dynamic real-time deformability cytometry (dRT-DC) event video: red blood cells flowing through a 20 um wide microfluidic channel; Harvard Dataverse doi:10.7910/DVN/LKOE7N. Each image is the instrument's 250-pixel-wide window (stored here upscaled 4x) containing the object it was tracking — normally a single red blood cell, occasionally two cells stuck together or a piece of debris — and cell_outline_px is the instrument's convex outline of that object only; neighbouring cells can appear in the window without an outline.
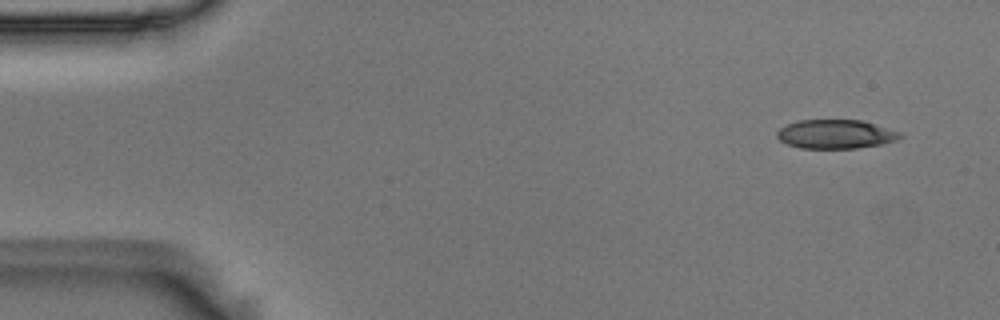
{"species": "Egyptian fruit bat (a non-hibernating species)", "species_latin": "Rousettus aegyptiacus", "temperature_condition": "room temperature", "stored_images_in_passage": 51, "camera_frame_rate_fps": 3000, "um_per_image_px": 0.085, "animal": {"sex": "male"}, "frame": {"image": 1, "passage_image": 1, "time_ms": 0.0, "image_size_px": [1000, 320], "cell_outline_px": [[904, 136], [896, 140], [884, 144], [856, 148], [800, 148], [788, 144], [780, 140], [776, 136], [776, 132], [780, 128], [796, 120], [860, 120], [900, 132]], "centroid_in_image_um": [71.02, 11.4], "position_along_channel_um": 14.0, "area_um2": 20.69}}
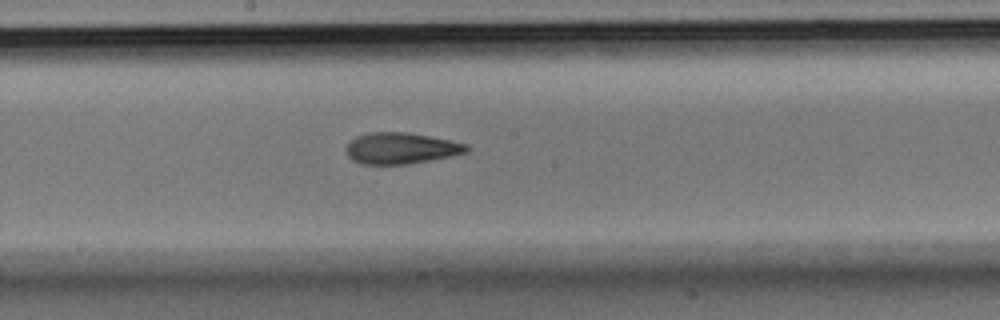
{"frame": {"image": 2, "passage_image": 26, "time_ms": 8.333, "image_size_px": [1000, 320], "cell_outline_px": [[472, 148], [468, 152], [452, 156], [408, 164], [364, 164], [352, 160], [348, 156], [344, 148], [356, 136], [368, 132], [408, 132], [468, 144]], "centroid_in_image_um": [34.09, 12.6], "position_along_channel_um": 214.1, "area_um2": 22.02}}
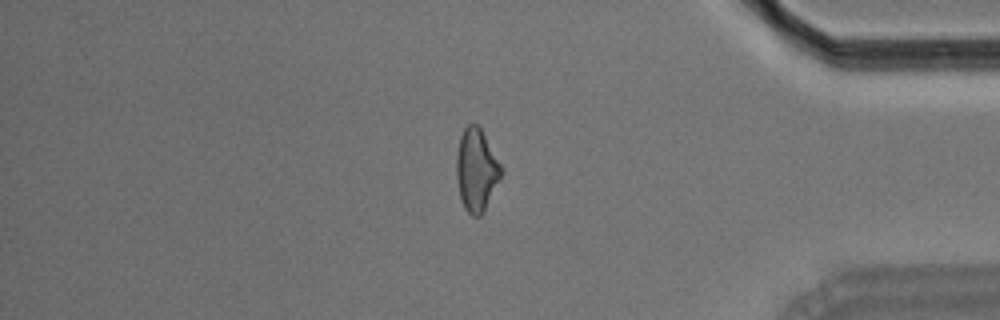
{"frame": {"image": 3, "passage_image": 43, "time_ms": 14.0, "image_size_px": [1000, 320], "cell_outline_px": [[504, 172], [484, 212], [480, 216], [472, 216], [464, 208], [460, 196], [456, 176], [456, 156], [460, 136], [464, 128], [468, 124], [480, 124], [504, 168]], "centroid_in_image_um": [40.53, 14.41], "position_along_channel_um": 394.7, "area_um2": 22.14}, "authors_computed_cell_mechanics": {"area_um2": 21.7328, "velocity_mm_per_s": 3.675, "shape_relaxation_time_tau1_ms": 7.1141, "shape_relaxation_time_tau2_ms": 3.4794, "deformation_change_tau1": 0.1741, "deformation_change_tau2": 0.1123}}